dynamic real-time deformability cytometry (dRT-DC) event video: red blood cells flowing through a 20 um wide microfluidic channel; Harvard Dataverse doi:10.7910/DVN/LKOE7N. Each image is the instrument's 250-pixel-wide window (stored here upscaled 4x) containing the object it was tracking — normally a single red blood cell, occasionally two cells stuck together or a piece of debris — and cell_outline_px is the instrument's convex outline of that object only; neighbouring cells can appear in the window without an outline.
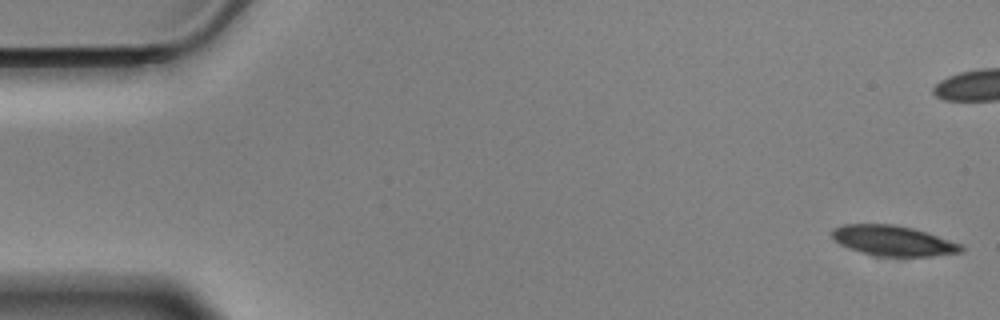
{"species": "Egyptian fruit bat (a non-hibernating species)", "species_latin": "Rousettus aegyptiacus", "temperature_condition": "cold", "stored_images_in_passage": 57, "camera_frame_rate_fps": 3000, "um_per_image_px": 0.085, "animal": {"sex": "male"}, "frame": {"image": 1, "passage_image": 1, "time_ms": 0.0, "image_size_px": [1000, 320], "cell_outline_px": [[964, 248], [960, 252], [932, 256], [876, 256], [860, 252], [848, 248], [840, 244], [832, 236], [832, 232], [836, 228], [844, 224], [892, 224], [912, 228], [960, 244]], "centroid_in_image_um": [75.88, 20.47], "position_along_channel_um": 9.1, "area_um2": 22.31}}
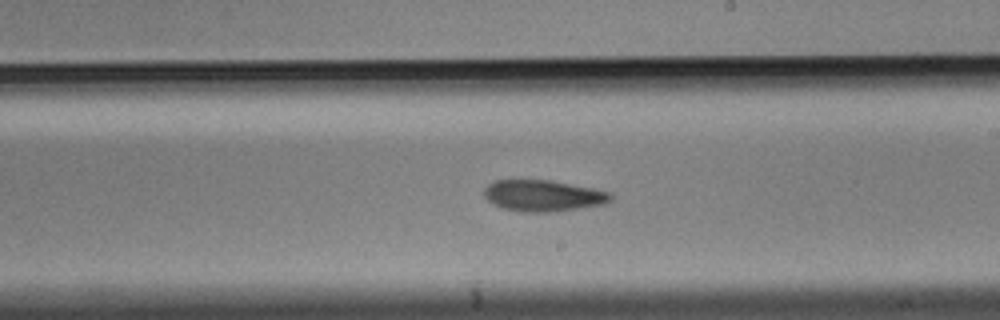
{"frame": {"image": 2, "passage_image": 32, "time_ms": 10.333, "image_size_px": [1000, 320], "cell_outline_px": [[612, 200], [604, 204], [552, 212], [524, 212], [500, 208], [492, 204], [484, 196], [484, 188], [488, 184], [496, 180], [552, 180], [612, 192]], "centroid_in_image_um": [46.16, 16.63], "position_along_channel_um": 242.8, "area_um2": 23.24}}
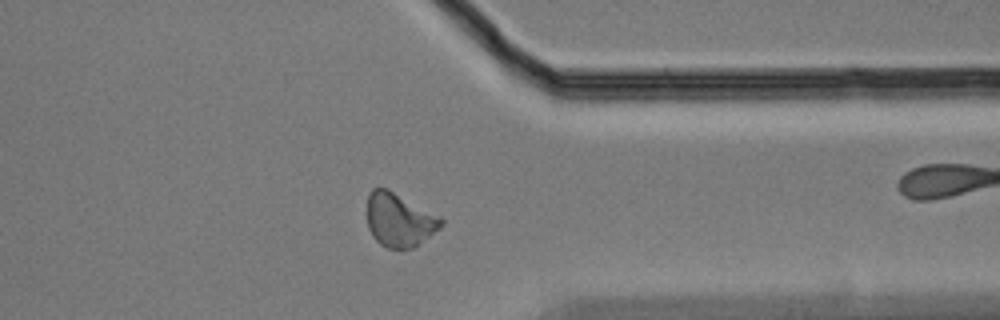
{"frame": {"image": 3, "passage_image": 44, "time_ms": 14.333, "image_size_px": [1000, 320], "cell_outline_px": [[444, 224], [440, 228], [412, 248], [400, 252], [388, 248], [380, 244], [372, 236], [368, 228], [368, 192], [372, 188], [388, 188], [440, 216], [444, 220]], "centroid_in_image_um": [33.94, 18.71], "position_along_channel_um": 377.5, "area_um2": 23.41}, "authors_computed_cell_mechanics": {"area_um2": 23.2356, "velocity_mm_per_s": 3.5064, "shape_relaxation_time_tau1_ms": 5.93, "shape_relaxation_time_tau2_ms": 6.8781, "deformation_change_tau1": 0.1219, "deformation_change_tau2": 0.146}}